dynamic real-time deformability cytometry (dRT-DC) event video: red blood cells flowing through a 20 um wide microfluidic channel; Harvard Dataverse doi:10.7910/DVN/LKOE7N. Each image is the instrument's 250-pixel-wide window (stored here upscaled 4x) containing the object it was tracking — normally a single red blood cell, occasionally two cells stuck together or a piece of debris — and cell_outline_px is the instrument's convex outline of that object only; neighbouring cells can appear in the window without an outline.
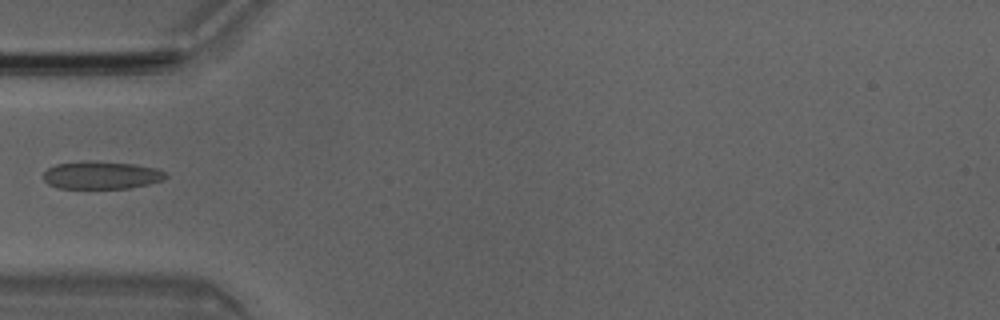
{"species": "Egyptian fruit bat (a non-hibernating species)", "species_latin": "Rousettus aegyptiacus", "temperature_condition": "room temperature", "stored_images_in_passage": 6, "camera_frame_rate_fps": 3000, "um_per_image_px": 0.085, "animal": {"sex": "male"}, "frame": {"image": 1, "passage_image": 5, "time_ms": 1.333, "image_size_px": [1000, 320], "cell_outline_px": [[168, 176], [164, 180], [132, 188], [56, 188], [48, 184], [44, 180], [44, 172], [48, 168], [56, 164], [88, 160], [136, 164], [156, 168], [164, 172]], "centroid_in_image_um": [8.62, 14.88], "position_along_channel_um": 76.4, "area_um2": 19.94}}